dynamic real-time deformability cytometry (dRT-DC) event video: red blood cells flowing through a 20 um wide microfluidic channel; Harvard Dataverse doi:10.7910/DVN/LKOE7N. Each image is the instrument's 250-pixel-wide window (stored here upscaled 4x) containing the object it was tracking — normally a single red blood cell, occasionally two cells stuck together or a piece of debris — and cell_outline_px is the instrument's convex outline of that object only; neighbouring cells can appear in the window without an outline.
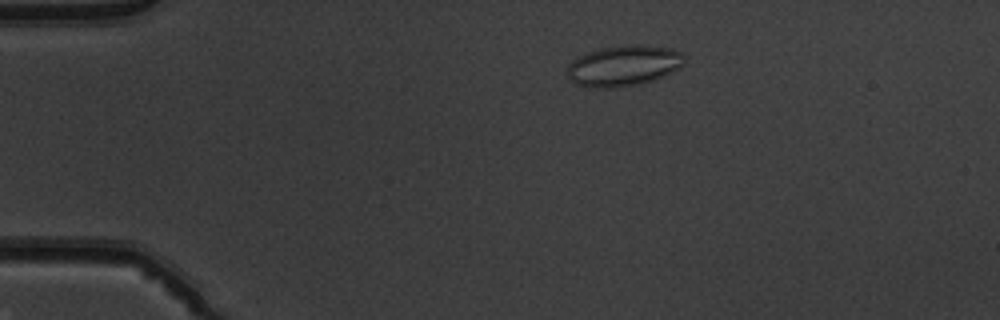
{"species": "common noctule bat (a hibernating species)", "species_latin": "Nyctalus noctula", "temperature_condition": "warm", "stored_images_in_passage": 43, "camera_frame_rate_fps": 3000, "um_per_image_px": 0.085, "animal": {"sex": "male", "body_mass_g": 19.5, "forearm_length_mm": 54.6}, "frame": {"image": 1, "passage_image": 2, "time_ms": 0.333, "image_size_px": [1000, 320], "cell_outline_px": [[684, 60], [676, 68], [664, 76], [640, 84], [616, 88], [588, 88], [572, 84], [568, 80], [568, 64], [576, 56], [600, 48], [624, 44], [640, 44], [672, 48], [680, 52], [684, 56]], "centroid_in_image_um": [52.92, 5.59], "position_along_channel_um": 32.1, "area_um2": 28.21}}
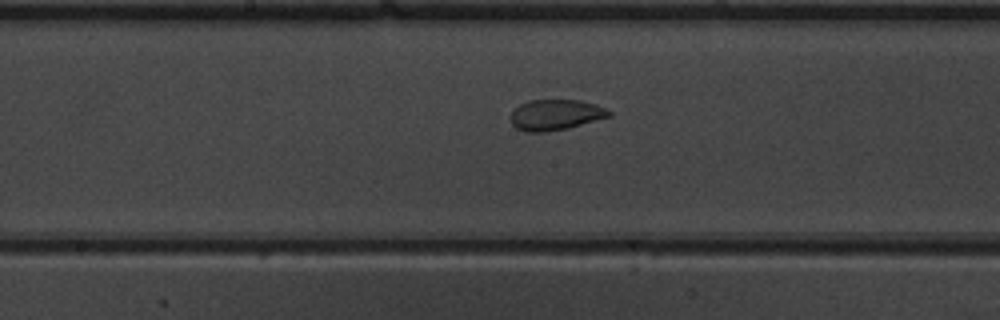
{"frame": {"image": 2, "passage_image": 19, "time_ms": 6.0, "image_size_px": [1000, 320], "cell_outline_px": [[612, 116], [568, 128], [544, 132], [524, 132], [516, 128], [512, 124], [512, 112], [520, 104], [528, 100], [580, 100], [596, 104], [612, 112]], "centroid_in_image_um": [47.24, 9.76], "position_along_channel_um": 201.0, "area_um2": 17.57}}
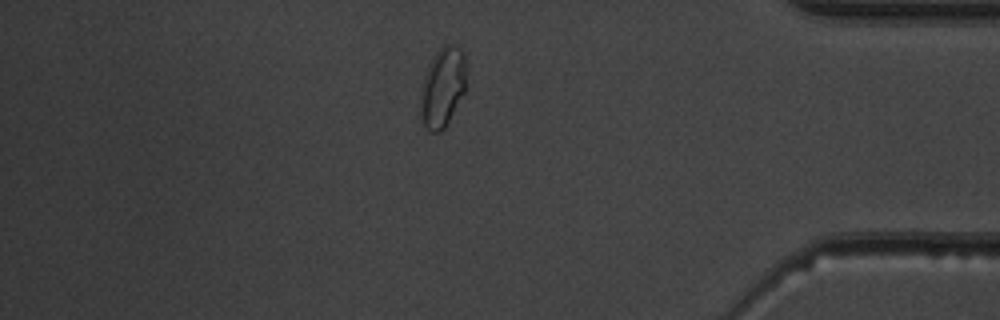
{"frame": {"image": 3, "passage_image": 36, "time_ms": 11.667, "image_size_px": [1000, 320], "cell_outline_px": [[464, 92], [444, 128], [436, 132], [428, 132], [420, 116], [420, 96], [424, 76], [428, 64], [436, 52], [444, 44], [452, 44], [460, 48], [464, 56]], "centroid_in_image_um": [37.58, 7.41], "position_along_channel_um": 397.6, "area_um2": 20.87}, "authors_computed_cell_mechanics": {"area_um2": 18.5538, "velocity_mm_per_s": 3.9708, "shape_relaxation_time_tau1_ms": null, "shape_relaxation_time_tau2_ms": 0.7763, "deformation_change_tau1": null, "deformation_change_tau2": 0.0488}}